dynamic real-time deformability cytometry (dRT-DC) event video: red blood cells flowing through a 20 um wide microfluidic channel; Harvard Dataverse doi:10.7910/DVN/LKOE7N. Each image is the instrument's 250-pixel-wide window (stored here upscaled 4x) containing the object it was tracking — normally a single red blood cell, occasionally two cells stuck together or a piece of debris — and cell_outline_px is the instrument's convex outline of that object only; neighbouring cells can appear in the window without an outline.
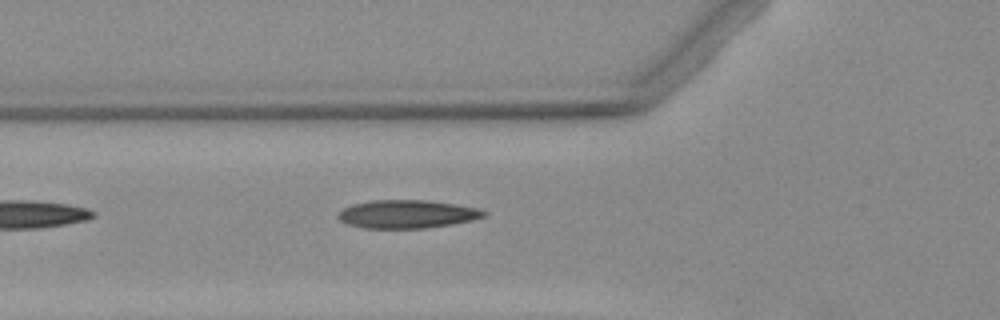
{"species": "Egyptian fruit bat (a non-hibernating species)", "species_latin": "Rousettus aegyptiacus", "temperature_condition": "warm", "stored_images_in_passage": 2, "camera_frame_rate_fps": 3000, "um_per_image_px": 0.085, "animal": {"sex": "female"}, "frame": {"image": 1, "passage_image": 2, "time_ms": 1.333, "image_size_px": [1000, 320], "cell_outline_px": [[488, 212], [484, 216], [472, 220], [452, 224], [424, 228], [364, 228], [348, 224], [340, 220], [336, 216], [344, 208], [352, 204], [372, 200], [428, 200], [456, 204], [476, 208]], "centroid_in_image_um": [34.59, 18.19], "position_along_channel_um": 91.2, "area_um2": 23.87}}